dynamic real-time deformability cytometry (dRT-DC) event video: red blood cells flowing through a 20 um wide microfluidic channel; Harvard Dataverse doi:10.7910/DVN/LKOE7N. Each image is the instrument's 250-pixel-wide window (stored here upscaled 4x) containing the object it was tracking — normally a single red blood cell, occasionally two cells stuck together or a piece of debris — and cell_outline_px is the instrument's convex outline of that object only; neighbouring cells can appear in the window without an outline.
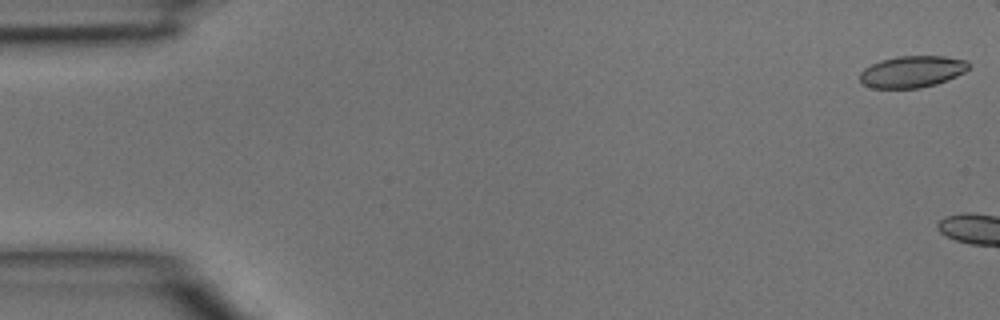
{"species": "common noctule bat (a hibernating species)", "species_latin": "Nyctalus noctula", "temperature_condition": "room temperature", "stored_images_in_passage": 5, "camera_frame_rate_fps": 3000, "um_per_image_px": 0.085, "animal": {"sex": "male", "body_mass_g": 15.6}, "frame": {"image": 1, "passage_image": 1, "time_ms": 0.0, "image_size_px": [1000, 320], "cell_outline_px": [[972, 64], [964, 72], [948, 80], [936, 84], [920, 88], [872, 88], [864, 84], [860, 80], [860, 72], [864, 68], [880, 60], [896, 56], [944, 56], [968, 60]], "centroid_in_image_um": [77.55, 6.08], "position_along_channel_um": 7.4, "area_um2": 20.23}}